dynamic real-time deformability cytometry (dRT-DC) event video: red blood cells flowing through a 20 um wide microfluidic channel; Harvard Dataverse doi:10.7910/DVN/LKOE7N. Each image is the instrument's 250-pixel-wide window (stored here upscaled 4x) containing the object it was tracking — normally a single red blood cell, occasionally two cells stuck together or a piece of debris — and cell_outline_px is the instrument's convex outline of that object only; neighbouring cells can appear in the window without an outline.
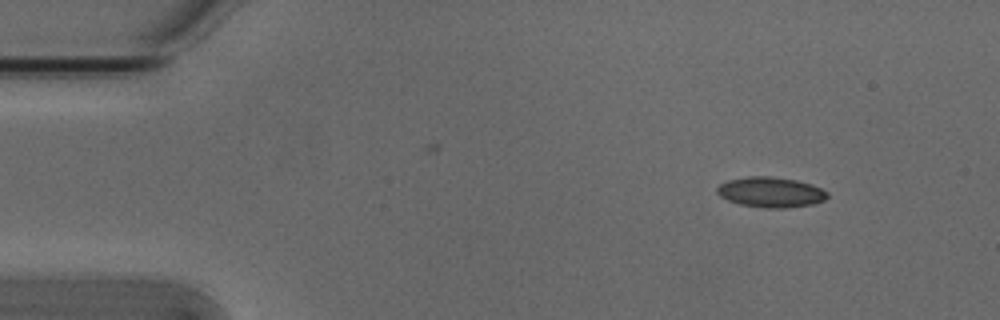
{"species": "Egyptian fruit bat (a non-hibernating species)", "species_latin": "Rousettus aegyptiacus", "temperature_condition": "cold", "stored_images_in_passage": 47, "camera_frame_rate_fps": 3000, "um_per_image_px": 0.085, "animal": {"sex": "male"}, "frame": {"image": 1, "passage_image": 6, "time_ms": 1.667, "image_size_px": [1000, 320], "cell_outline_px": [[828, 196], [824, 200], [812, 204], [784, 208], [768, 208], [740, 204], [728, 200], [720, 196], [716, 192], [716, 188], [720, 184], [728, 180], [748, 176], [772, 176], [796, 180], [812, 184], [828, 192]], "centroid_in_image_um": [65.51, 16.32], "position_along_channel_um": 19.5, "area_um2": 19.42}}
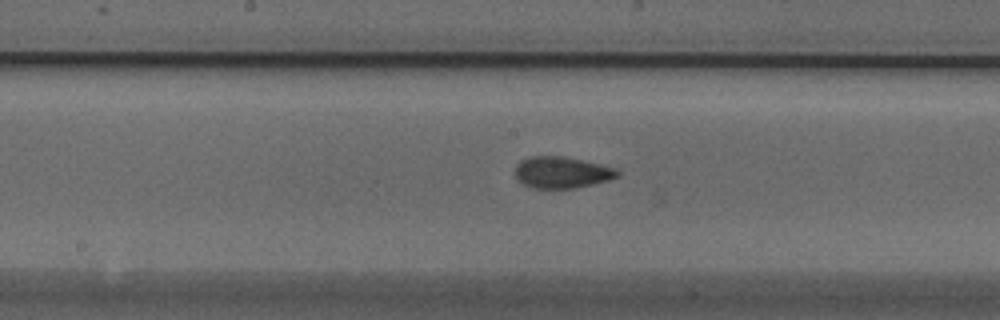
{"frame": {"image": 2, "passage_image": 27, "time_ms": 8.667, "image_size_px": [1000, 320], "cell_outline_px": [[620, 176], [608, 180], [592, 184], [572, 188], [532, 188], [524, 184], [516, 176], [516, 164], [520, 160], [532, 156], [564, 156], [600, 164], [616, 168], [620, 172]], "centroid_in_image_um": [47.77, 14.64], "position_along_channel_um": 200.4, "area_um2": 18.67}}
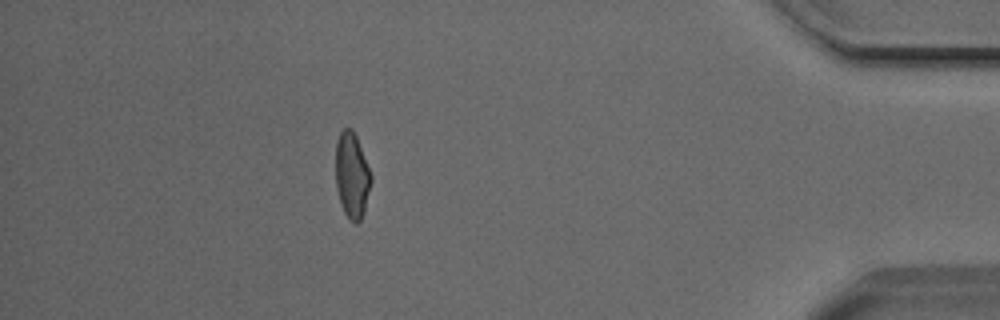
{"frame": {"image": 3, "passage_image": 47, "time_ms": 15.333, "image_size_px": [1000, 320], "cell_outline_px": [[372, 180], [364, 208], [360, 220], [356, 224], [344, 212], [336, 188], [336, 140], [340, 132], [344, 128], [352, 128], [356, 136], [372, 176]], "centroid_in_image_um": [29.9, 14.86], "position_along_channel_um": 405.3, "area_um2": 17.34}, "authors_computed_cell_mechanics": {"area_um2": 18.6694, "velocity_mm_per_s": 3.8443, "shape_relaxation_time_tau1_ms": 2.9915, "shape_relaxation_time_tau2_ms": 2.1025, "deformation_change_tau1": 0.1057, "deformation_change_tau2": 0.0538}}